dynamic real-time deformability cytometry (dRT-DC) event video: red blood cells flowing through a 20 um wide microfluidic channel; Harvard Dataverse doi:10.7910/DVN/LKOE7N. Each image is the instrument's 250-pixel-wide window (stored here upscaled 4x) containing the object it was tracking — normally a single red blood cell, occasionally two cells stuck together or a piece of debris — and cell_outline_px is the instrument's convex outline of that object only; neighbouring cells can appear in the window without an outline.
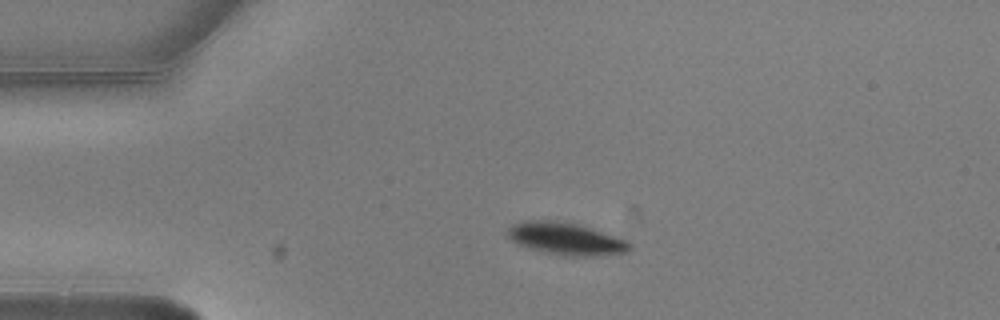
{"species": "common noctule bat (a hibernating species)", "species_latin": "Nyctalus noctula", "temperature_condition": "warm", "stored_images_in_passage": 6, "camera_frame_rate_fps": 3000, "um_per_image_px": 0.085, "animal": {"sex": "male", "body_mass_g": 20.5, "forearm_length_mm": 52.5}, "frame": {"image": 1, "passage_image": 2, "time_ms": 0.333, "image_size_px": [1000, 320], "cell_outline_px": [[632, 248], [628, 252], [592, 256], [568, 256], [548, 252], [532, 248], [520, 244], [512, 240], [504, 232], [512, 224], [520, 220], [556, 220], [580, 224], [628, 240], [632, 244]], "centroid_in_image_um": [48.13, 20.26], "position_along_channel_um": 36.9, "area_um2": 23.06}}
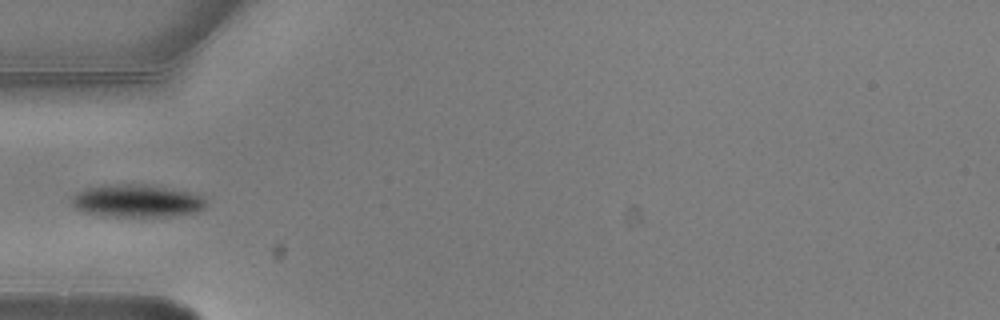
{"frame": {"image": 2, "passage_image": 3, "time_ms": 0.667, "image_size_px": [1000, 320], "cell_outline_px": [[208, 204], [204, 208], [196, 212], [176, 216], [104, 216], [84, 212], [72, 208], [68, 200], [76, 192], [84, 188], [104, 184], [152, 184], [192, 192], [204, 196]], "centroid_in_image_um": [11.61, 17.06], "position_along_channel_um": 73.4, "area_um2": 26.47}}
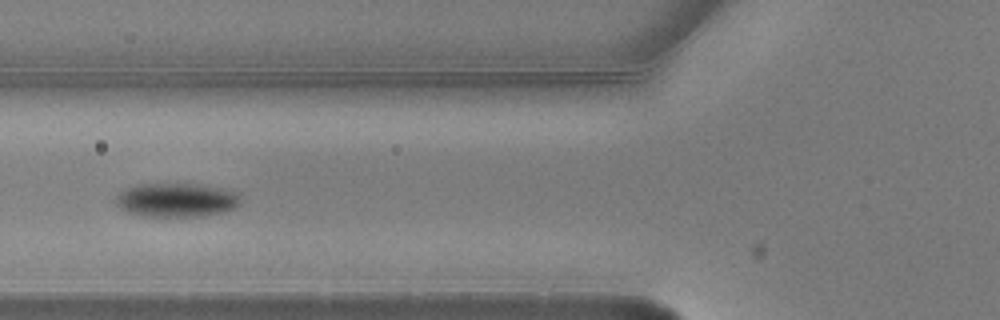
{"frame": {"image": 3, "passage_image": 4, "time_ms": 1.0, "image_size_px": [1000, 320], "cell_outline_px": [[240, 204], [236, 208], [224, 212], [204, 216], [140, 216], [128, 212], [120, 208], [116, 204], [116, 196], [124, 188], [136, 184], [196, 184], [220, 188], [236, 192], [240, 196]], "centroid_in_image_um": [14.99, 17.0], "position_along_channel_um": 110.8, "area_um2": 24.8}}